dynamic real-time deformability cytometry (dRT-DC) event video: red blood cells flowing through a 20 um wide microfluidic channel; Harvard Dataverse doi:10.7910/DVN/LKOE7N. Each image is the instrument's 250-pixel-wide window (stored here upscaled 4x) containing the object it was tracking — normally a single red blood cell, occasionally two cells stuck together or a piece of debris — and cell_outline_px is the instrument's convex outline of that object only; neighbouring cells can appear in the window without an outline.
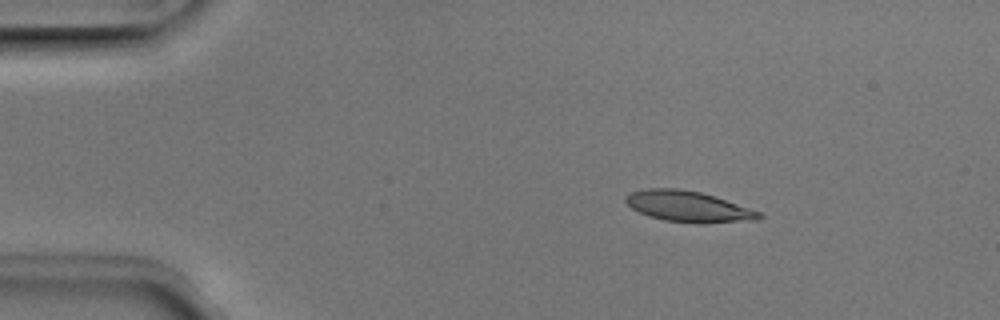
{"species": "Egyptian fruit bat (a non-hibernating species)", "species_latin": "Rousettus aegyptiacus", "temperature_condition": "room temperature", "stored_images_in_passage": 4, "camera_frame_rate_fps": 3000, "um_per_image_px": 0.085, "animal": {"sex": "male"}, "frame": {"image": 1, "passage_image": 2, "time_ms": 0.333, "image_size_px": [1000, 320], "cell_outline_px": [[764, 216], [760, 220], [704, 224], [696, 224], [664, 220], [648, 216], [632, 208], [624, 200], [632, 192], [648, 188], [676, 188], [700, 192], [716, 196], [760, 212]], "centroid_in_image_um": [58.57, 17.57], "position_along_channel_um": 26.4, "area_um2": 24.16}}
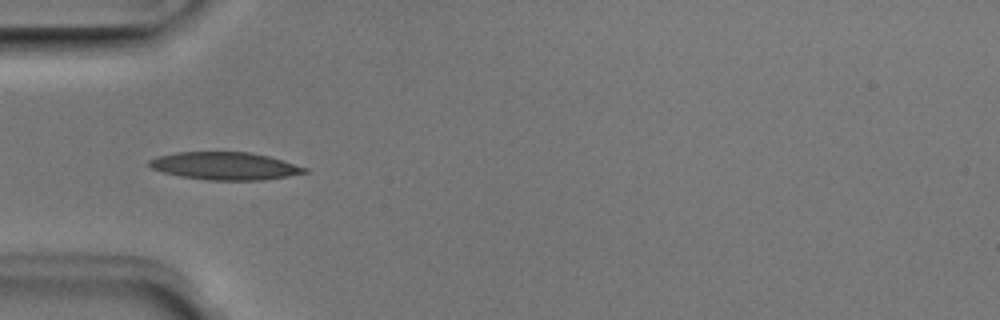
{"frame": {"image": 2, "passage_image": 4, "time_ms": 1.0, "image_size_px": [1000, 320], "cell_outline_px": [[308, 172], [288, 176], [264, 180], [208, 180], [180, 176], [164, 172], [152, 168], [148, 164], [148, 160], [156, 156], [176, 152], [248, 152], [268, 156], [308, 168]], "centroid_in_image_um": [19.1, 14.1], "position_along_channel_um": 65.9, "area_um2": 24.97}}